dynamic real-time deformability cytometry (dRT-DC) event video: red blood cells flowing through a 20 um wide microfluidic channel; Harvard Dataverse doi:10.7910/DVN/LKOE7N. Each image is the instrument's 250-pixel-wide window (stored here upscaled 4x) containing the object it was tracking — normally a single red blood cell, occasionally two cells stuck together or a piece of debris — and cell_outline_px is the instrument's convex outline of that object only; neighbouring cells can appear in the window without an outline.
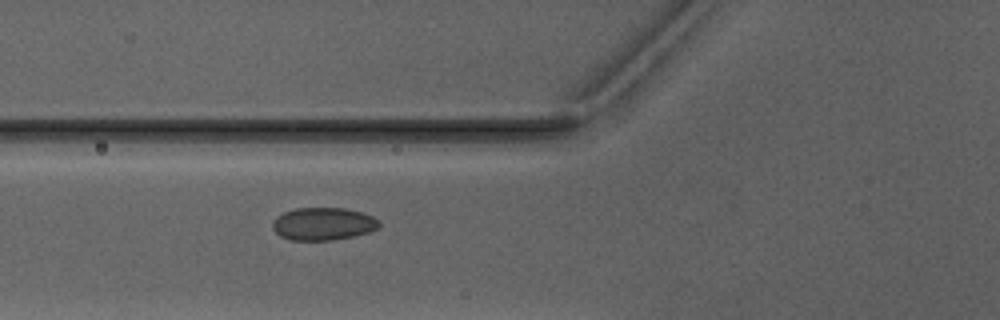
{"species": "Egyptian fruit bat (a non-hibernating species)", "species_latin": "Rousettus aegyptiacus", "temperature_condition": "warm", "stored_images_in_passage": 6, "camera_frame_rate_fps": 3000, "um_per_image_px": 0.085, "animal": {"sex": "male"}, "frame": {"image": 1, "passage_image": 6, "time_ms": 6.667, "image_size_px": [1000, 320], "cell_outline_px": [[380, 228], [368, 232], [352, 236], [332, 240], [292, 240], [280, 236], [272, 228], [272, 224], [276, 216], [284, 212], [296, 208], [344, 208], [364, 212], [380, 220]], "centroid_in_image_um": [27.49, 19.02], "position_along_channel_um": 98.3, "area_um2": 20.4}}